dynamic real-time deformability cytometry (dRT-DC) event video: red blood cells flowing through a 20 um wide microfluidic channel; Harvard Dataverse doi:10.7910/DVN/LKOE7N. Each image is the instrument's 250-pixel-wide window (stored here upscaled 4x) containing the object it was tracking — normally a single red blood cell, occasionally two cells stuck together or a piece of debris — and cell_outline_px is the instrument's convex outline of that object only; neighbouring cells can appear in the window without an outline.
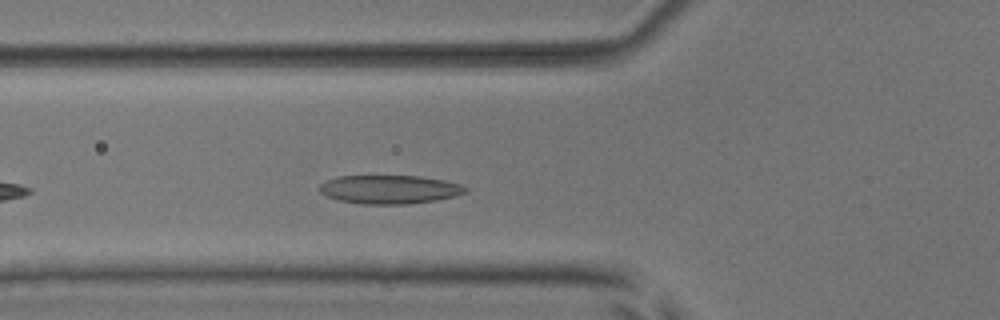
{"species": "common noctule bat (a hibernating species)", "species_latin": "Nyctalus noctula", "temperature_condition": "room temperature", "stored_images_in_passage": 37, "camera_frame_rate_fps": 3000, "um_per_image_px": 0.085, "animal": {"sex": "male", "body_mass_g": 17.9, "forearm_length_mm": 54.2}, "frame": {"image": 1, "passage_image": 6, "time_ms": 1.667, "image_size_px": [1000, 320], "cell_outline_px": [[468, 192], [456, 196], [436, 200], [404, 204], [360, 204], [340, 200], [328, 196], [320, 192], [320, 184], [336, 176], [420, 176], [444, 180], [460, 184], [468, 188]], "centroid_in_image_um": [33.15, 16.1], "position_along_channel_um": 92.7, "area_um2": 24.28}}
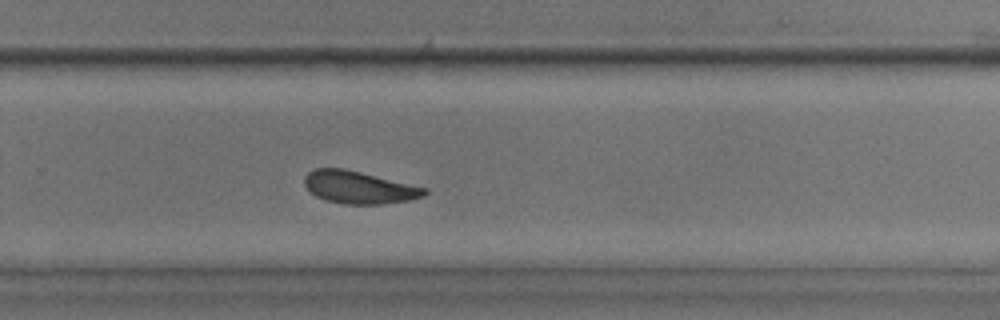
{"frame": {"image": 2, "passage_image": 22, "time_ms": 7.0, "image_size_px": [1000, 320], "cell_outline_px": [[428, 192], [424, 196], [408, 200], [380, 204], [344, 204], [324, 200], [316, 196], [304, 184], [304, 176], [308, 172], [316, 168], [344, 168], [428, 188]], "centroid_in_image_um": [30.51, 15.92], "position_along_channel_um": 299.3, "area_um2": 22.66}, "authors_computed_cell_mechanics": {"area_um2": 22.7732, "velocity_mm_per_s": 3.8832, "shape_relaxation_time_tau1_ms": 3.2893, "shape_relaxation_time_tau2_ms": 2.155, "deformation_change_tau1": 0.102, "deformation_change_tau2": 0.0831}}